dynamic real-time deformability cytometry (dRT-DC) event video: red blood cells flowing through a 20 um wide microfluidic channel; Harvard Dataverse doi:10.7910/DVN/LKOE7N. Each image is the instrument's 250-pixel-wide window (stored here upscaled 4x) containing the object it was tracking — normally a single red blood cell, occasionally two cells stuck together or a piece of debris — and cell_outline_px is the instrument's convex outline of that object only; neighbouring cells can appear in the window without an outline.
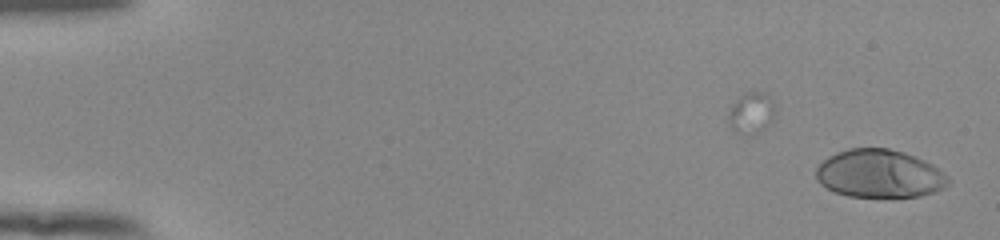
{"species": "human", "species_latin": "Homo sapiens", "temperature_condition": "room temperature", "stored_images_in_passage": 30, "camera_frame_rate_fps": 3000, "um_per_image_px": 0.085, "donor": {"sex": "female"}, "frame": {"image": 1, "passage_image": 1, "time_ms": 0.0, "image_size_px": [1000, 240], "cell_outline_px": [[948, 184], [944, 188], [936, 192], [920, 196], [848, 196], [836, 192], [820, 184], [816, 180], [816, 168], [828, 156], [836, 152], [848, 148], [888, 148], [904, 152], [924, 160], [932, 164], [948, 176]], "centroid_in_image_um": [74.75, 14.75], "position_along_channel_um": 10.3, "area_um2": 36.93}}
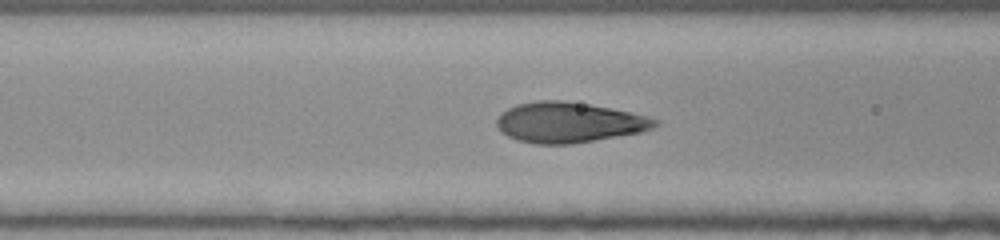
{"frame": {"image": 2, "passage_image": 22, "time_ms": 7.0, "image_size_px": [1000, 240], "cell_outline_px": [[660, 124], [652, 128], [640, 132], [596, 140], [572, 144], [536, 144], [516, 140], [500, 132], [496, 128], [496, 120], [508, 108], [516, 104], [536, 100], [564, 100], [588, 104], [648, 116], [660, 120]], "centroid_in_image_um": [48.33, 10.41], "position_along_channel_um": 118.3, "area_um2": 37.28}}
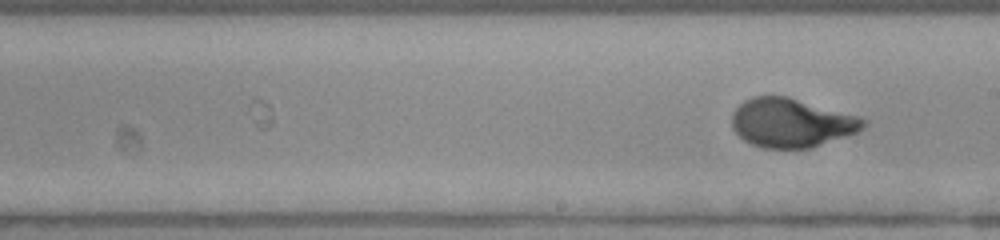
{"frame": {"image": 3, "passage_image": 30, "time_ms": 9.667, "image_size_px": [1000, 240], "cell_outline_px": [[868, 124], [864, 128], [856, 132], [812, 148], [764, 148], [752, 144], [744, 140], [732, 128], [732, 112], [744, 100], [752, 96], [788, 96], [856, 116], [868, 120]], "centroid_in_image_um": [67.25, 10.44], "position_along_channel_um": 221.7, "area_um2": 37.34}}